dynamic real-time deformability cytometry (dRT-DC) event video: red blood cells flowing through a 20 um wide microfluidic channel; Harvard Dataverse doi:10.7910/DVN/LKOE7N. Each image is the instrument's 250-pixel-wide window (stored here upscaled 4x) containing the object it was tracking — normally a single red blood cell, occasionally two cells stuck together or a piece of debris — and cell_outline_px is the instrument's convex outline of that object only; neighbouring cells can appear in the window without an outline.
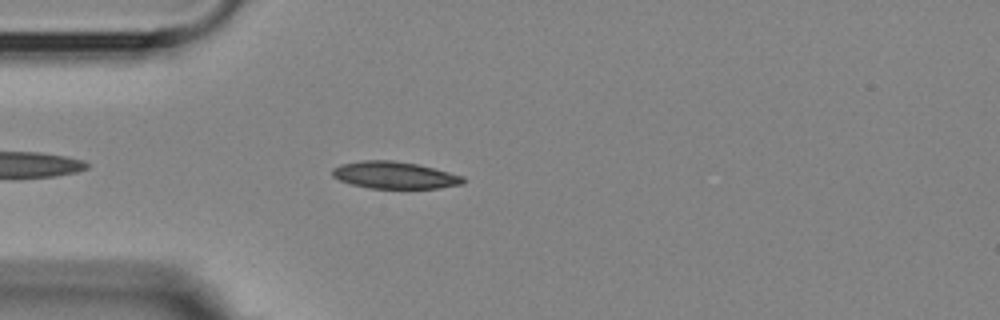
{"species": "Egyptian fruit bat (a non-hibernating species)", "species_latin": "Rousettus aegyptiacus", "temperature_condition": "room temperature", "stored_images_in_passage": 2, "camera_frame_rate_fps": 3000, "um_per_image_px": 0.085, "animal": {"sex": "female"}, "frame": {"image": 1, "passage_image": 2, "time_ms": 1.333, "image_size_px": [1000, 320], "cell_outline_px": [[464, 184], [440, 188], [372, 188], [352, 184], [340, 180], [332, 176], [332, 168], [340, 164], [364, 160], [392, 160], [416, 164], [464, 176]], "centroid_in_image_um": [33.53, 14.88], "position_along_channel_um": 51.5, "area_um2": 20.46}}